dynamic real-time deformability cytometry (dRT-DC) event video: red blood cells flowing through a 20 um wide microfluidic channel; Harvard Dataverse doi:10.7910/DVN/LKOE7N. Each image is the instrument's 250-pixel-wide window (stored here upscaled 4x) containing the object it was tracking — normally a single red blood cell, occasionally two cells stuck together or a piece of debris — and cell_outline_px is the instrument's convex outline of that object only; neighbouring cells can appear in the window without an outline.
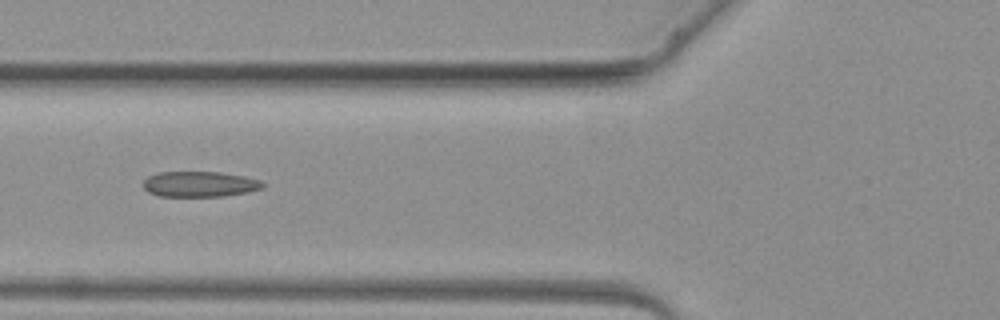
{"species": "common noctule bat (a hibernating species)", "species_latin": "Nyctalus noctula", "temperature_condition": "warm", "stored_images_in_passage": 5, "camera_frame_rate_fps": 3000, "um_per_image_px": 0.085, "animal": {"sex": "female", "body_mass_g": 19.3, "forearm_length_mm": 54.1}, "frame": {"image": 1, "passage_image": 5, "time_ms": 4.667, "image_size_px": [1000, 320], "cell_outline_px": [[264, 188], [248, 192], [224, 196], [156, 196], [148, 192], [144, 188], [144, 180], [148, 176], [160, 172], [220, 172], [244, 176], [260, 180], [264, 184]], "centroid_in_image_um": [16.98, 15.65], "position_along_channel_um": 108.8, "area_um2": 17.8}}